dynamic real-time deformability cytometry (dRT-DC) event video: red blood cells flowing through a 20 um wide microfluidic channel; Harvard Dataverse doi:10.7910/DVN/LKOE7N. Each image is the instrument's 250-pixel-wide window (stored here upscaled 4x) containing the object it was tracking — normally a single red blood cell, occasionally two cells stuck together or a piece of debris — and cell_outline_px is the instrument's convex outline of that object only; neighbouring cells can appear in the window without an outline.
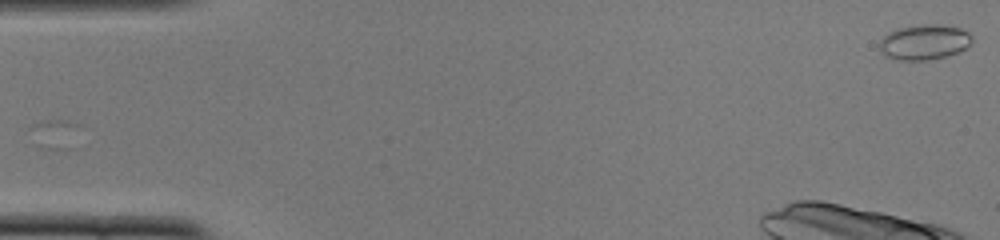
{"species": "common noctule bat (a hibernating species)", "species_latin": "Nyctalus noctula", "temperature_condition": "cold", "stored_images_in_passage": 14, "camera_frame_rate_fps": 3000, "um_per_image_px": 0.085, "animal": {"sex": "female", "body_mass_g": 22.0, "forearm_length_mm": 56.7}, "frame": {"image": 1, "passage_image": 1, "time_ms": 0.0, "image_size_px": [1000, 240], "cell_outline_px": [[972, 40], [964, 48], [956, 52], [944, 56], [928, 60], [896, 60], [884, 56], [880, 48], [880, 40], [888, 32], [896, 28], [924, 24], [940, 24], [960, 28], [968, 32], [972, 36]], "centroid_in_image_um": [78.52, 3.57], "position_along_channel_um": 6.5, "area_um2": 18.9}}